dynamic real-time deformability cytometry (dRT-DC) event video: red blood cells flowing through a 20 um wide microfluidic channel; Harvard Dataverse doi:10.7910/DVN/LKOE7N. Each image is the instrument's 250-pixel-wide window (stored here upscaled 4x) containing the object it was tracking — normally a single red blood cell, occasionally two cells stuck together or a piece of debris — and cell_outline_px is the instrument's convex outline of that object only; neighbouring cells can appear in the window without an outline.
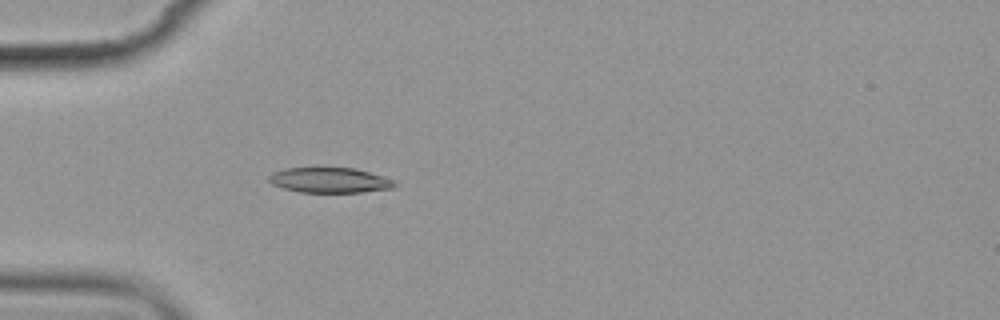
{"species": "common noctule bat (a hibernating species)", "species_latin": "Nyctalus noctula", "temperature_condition": "cold", "stored_images_in_passage": 4, "camera_frame_rate_fps": 3000, "um_per_image_px": 0.085, "animal": {"sex": "female", "body_mass_g": 19.9}, "frame": {"image": 1, "passage_image": 4, "time_ms": 3.333, "image_size_px": [1000, 320], "cell_outline_px": [[396, 184], [392, 188], [360, 192], [300, 192], [284, 188], [272, 184], [268, 180], [268, 176], [272, 172], [284, 168], [316, 164], [356, 168], [396, 180]], "centroid_in_image_um": [27.96, 15.25], "position_along_channel_um": 57.0, "area_um2": 19.48}}